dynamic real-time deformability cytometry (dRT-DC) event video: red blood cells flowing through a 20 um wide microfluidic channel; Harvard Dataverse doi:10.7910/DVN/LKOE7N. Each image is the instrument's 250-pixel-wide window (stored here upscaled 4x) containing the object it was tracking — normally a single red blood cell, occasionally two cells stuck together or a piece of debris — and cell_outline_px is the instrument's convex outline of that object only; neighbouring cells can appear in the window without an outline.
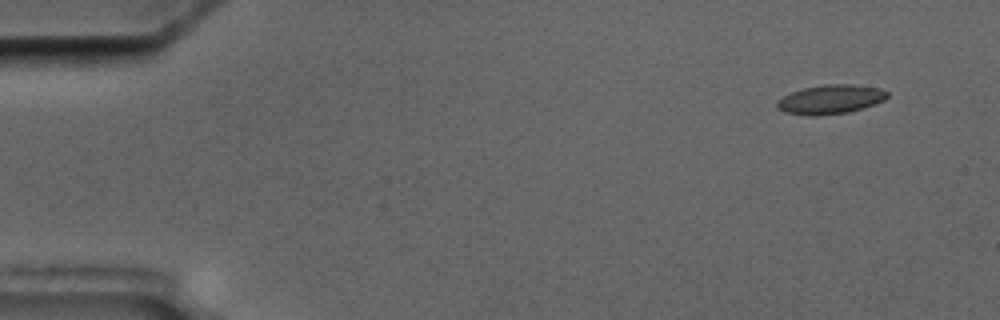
{"species": "common noctule bat (a hibernating species)", "species_latin": "Nyctalus noctula", "temperature_condition": "cold", "stored_images_in_passage": 7, "camera_frame_rate_fps": 3000, "um_per_image_px": 0.085, "animal": {"sex": "male", "body_mass_g": 17.5, "forearm_length_mm": 52.3}, "frame": {"image": 1, "passage_image": 1, "time_ms": 0.0, "image_size_px": [1000, 320], "cell_outline_px": [[888, 96], [884, 100], [876, 104], [864, 108], [848, 112], [820, 116], [812, 116], [784, 112], [776, 108], [776, 100], [792, 92], [804, 88], [824, 84], [852, 84], [880, 88], [888, 92]], "centroid_in_image_um": [70.59, 8.45], "position_along_channel_um": 14.4, "area_um2": 18.9}}
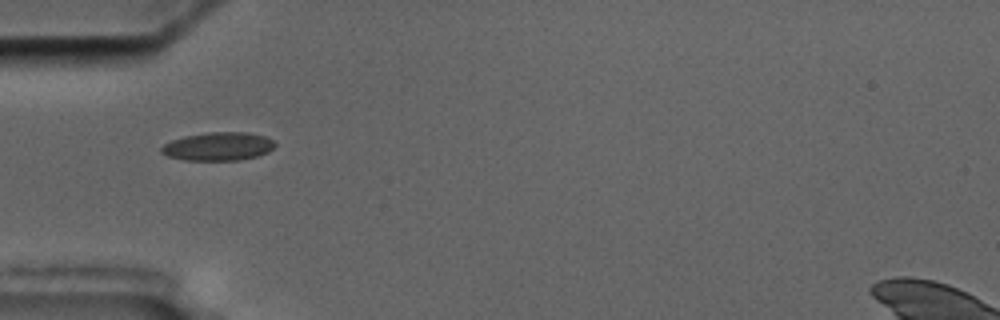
{"frame": {"image": 2, "passage_image": 5, "time_ms": 4.667, "image_size_px": [1000, 320], "cell_outline_px": [[276, 144], [268, 152], [256, 156], [240, 160], [184, 160], [168, 156], [160, 152], [160, 148], [164, 144], [172, 140], [184, 136], [208, 132], [248, 132], [264, 136], [272, 140]], "centroid_in_image_um": [18.53, 12.44], "position_along_channel_um": 66.5, "area_um2": 18.73}}
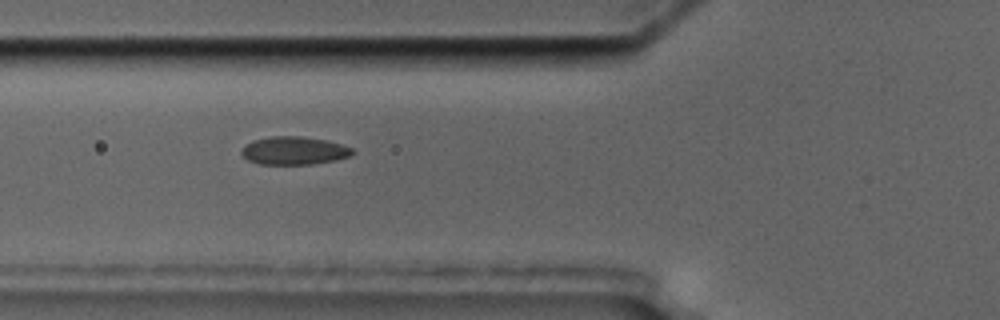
{"frame": {"image": 3, "passage_image": 6, "time_ms": 5.667, "image_size_px": [1000, 320], "cell_outline_px": [[356, 152], [352, 156], [336, 160], [312, 164], [260, 164], [248, 160], [240, 152], [240, 148], [244, 144], [252, 140], [272, 136], [300, 136], [328, 140], [352, 148]], "centroid_in_image_um": [24.99, 12.8], "position_along_channel_um": 100.8, "area_um2": 18.38}}